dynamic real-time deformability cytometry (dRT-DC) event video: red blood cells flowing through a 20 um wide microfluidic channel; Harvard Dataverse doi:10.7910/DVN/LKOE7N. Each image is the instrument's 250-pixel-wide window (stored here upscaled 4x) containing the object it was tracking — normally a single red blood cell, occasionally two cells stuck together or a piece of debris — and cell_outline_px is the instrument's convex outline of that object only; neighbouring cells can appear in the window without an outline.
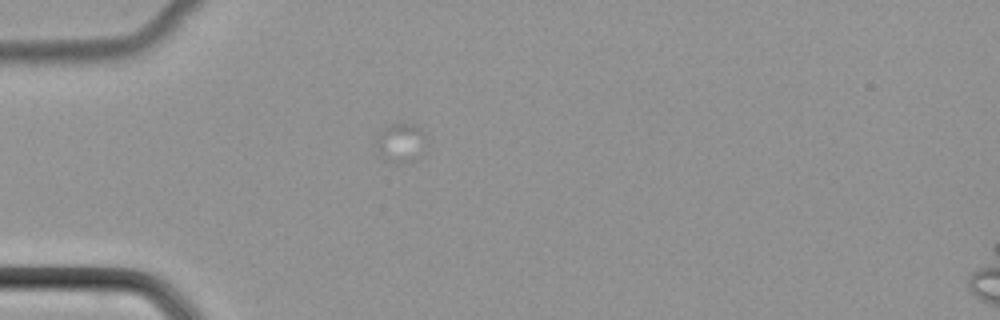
{"species": "common noctule bat (a hibernating species)", "species_latin": "Nyctalus noctula", "temperature_condition": "cold", "stored_images_in_passage": 14, "camera_frame_rate_fps": 3000, "um_per_image_px": 0.085, "animal": {"sex": "female", "body_mass_g": 22.7, "forearm_length_mm": 54.2}, "frame": {"image": 1, "passage_image": 1, "time_ms": 0.0, "image_size_px": [1000, 320], "cell_outline_px": [[428, 144], [424, 156], [416, 160], [396, 164], [384, 160], [380, 156], [372, 144], [380, 132], [384, 128], [392, 124], [416, 124], [424, 132]], "centroid_in_image_um": [34.1, 12.18], "position_along_channel_um": 50.9, "area_um2": 12.25}}
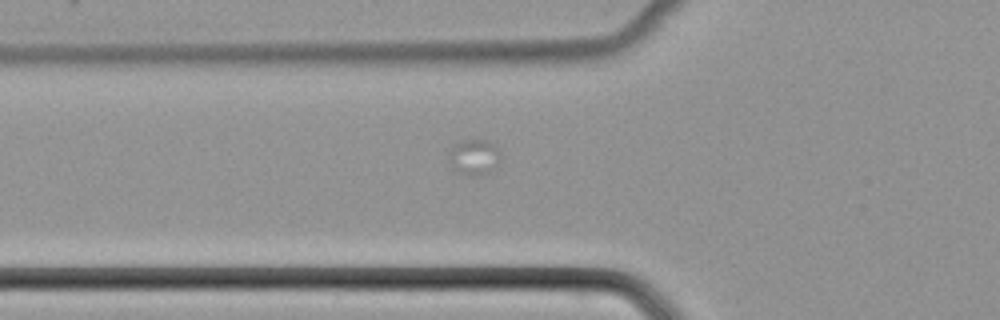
{"frame": {"image": 2, "passage_image": 5, "time_ms": 1.333, "image_size_px": [1000, 320], "cell_outline_px": [[500, 160], [484, 176], [468, 176], [452, 168], [452, 148], [456, 144], [464, 140], [484, 140], [492, 144], [500, 152]], "centroid_in_image_um": [40.34, 13.38], "position_along_channel_um": 85.5, "area_um2": 10.23}}